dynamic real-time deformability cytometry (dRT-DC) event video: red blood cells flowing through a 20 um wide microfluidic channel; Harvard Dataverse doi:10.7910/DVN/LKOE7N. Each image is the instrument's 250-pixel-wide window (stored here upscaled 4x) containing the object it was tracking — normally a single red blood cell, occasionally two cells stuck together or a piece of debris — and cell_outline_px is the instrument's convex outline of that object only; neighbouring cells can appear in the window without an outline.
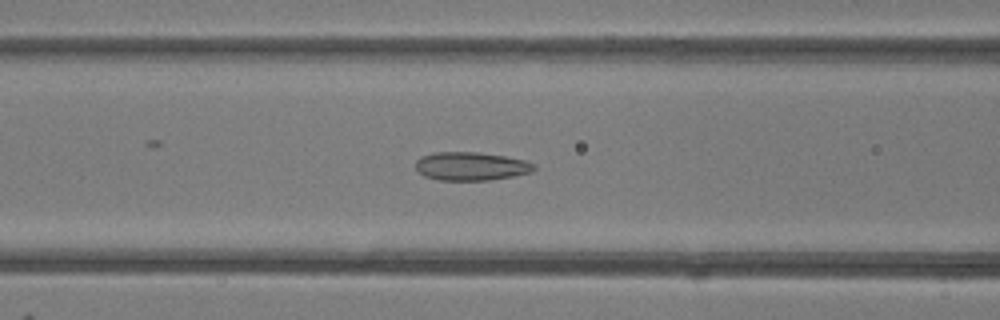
{"species": "common noctule bat (a hibernating species)", "species_latin": "Nyctalus noctula", "temperature_condition": "room temperature", "stored_images_in_passage": 48, "camera_frame_rate_fps": 3000, "um_per_image_px": 0.085, "animal": {"sex": "female"}, "frame": {"image": 1, "passage_image": 19, "time_ms": 6.0, "image_size_px": [1000, 320], "cell_outline_px": [[536, 168], [532, 172], [512, 176], [488, 180], [440, 180], [424, 176], [416, 168], [416, 160], [420, 156], [436, 152], [476, 152], [504, 156], [524, 160], [536, 164]], "centroid_in_image_um": [40.04, 14.12], "position_along_channel_um": 126.6, "area_um2": 19.54}}
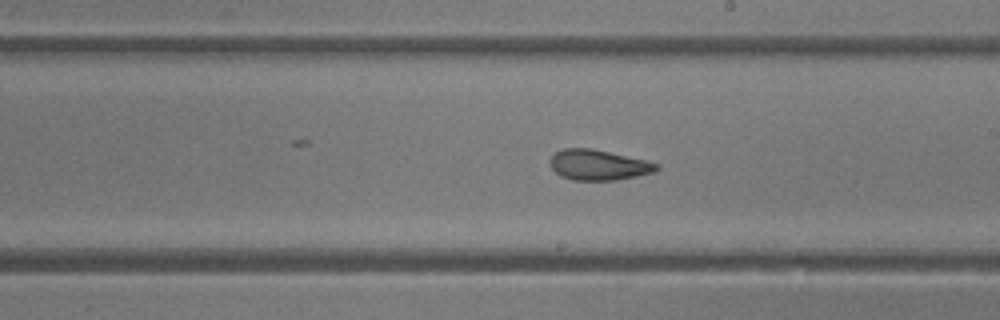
{"frame": {"image": 2, "passage_image": 27, "time_ms": 8.667, "image_size_px": [1000, 320], "cell_outline_px": [[660, 168], [656, 172], [616, 180], [572, 180], [560, 176], [552, 168], [548, 160], [556, 152], [564, 148], [592, 148], [648, 160], [656, 164]], "centroid_in_image_um": [50.87, 14.02], "position_along_channel_um": 238.1, "area_um2": 19.02}}
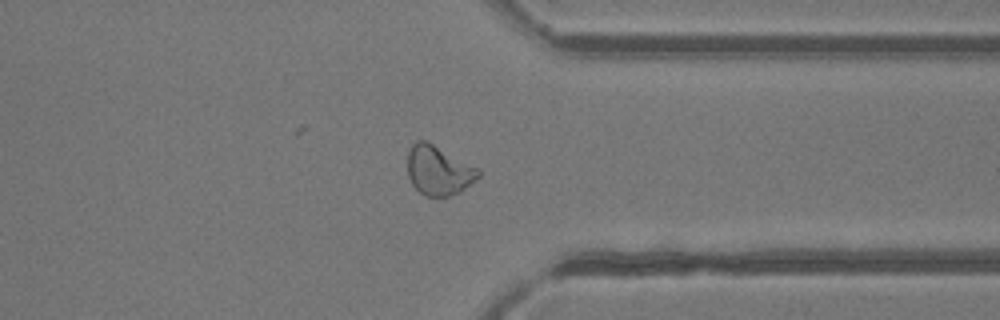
{"frame": {"image": 3, "passage_image": 37, "time_ms": 12.0, "image_size_px": [1000, 320], "cell_outline_px": [[480, 176], [460, 192], [448, 196], [424, 196], [412, 184], [408, 176], [408, 152], [412, 144], [416, 140], [428, 140], [480, 168]], "centroid_in_image_um": [37.29, 14.45], "position_along_channel_um": 374.1, "area_um2": 20.69}, "authors_computed_cell_mechanics": {"area_um2": 21.1837, "velocity_mm_per_s": 4.1932, "shape_relaxation_time_tau1_ms": 10.5465, "shape_relaxation_time_tau2_ms": 1.1656, "deformation_change_tau1": 0.2234, "deformation_change_tau2": 0.0711}}